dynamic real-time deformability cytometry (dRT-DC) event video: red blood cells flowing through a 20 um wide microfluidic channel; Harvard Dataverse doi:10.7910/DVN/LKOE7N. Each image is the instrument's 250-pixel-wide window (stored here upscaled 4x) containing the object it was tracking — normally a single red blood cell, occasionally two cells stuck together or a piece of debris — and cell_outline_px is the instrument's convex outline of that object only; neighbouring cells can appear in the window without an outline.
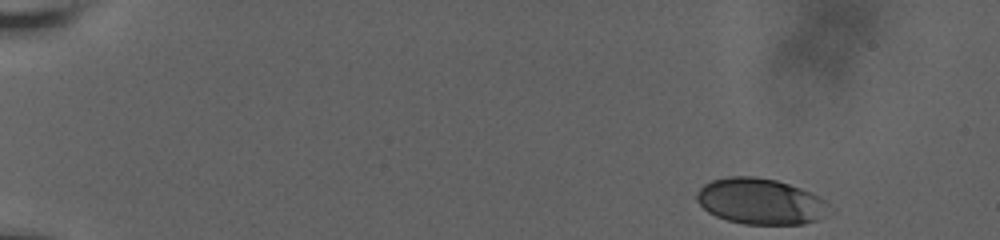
{"species": "human", "species_latin": "Homo sapiens", "temperature_condition": "room temperature", "stored_images_in_passage": 49, "camera_frame_rate_fps": 3000, "um_per_image_px": 0.085, "donor": {"sex": "male"}, "frame": {"image": 1, "passage_image": 1, "time_ms": 0.0, "image_size_px": [1000, 240], "cell_outline_px": [[836, 212], [828, 216], [804, 224], [744, 224], [728, 220], [716, 216], [708, 212], [696, 200], [696, 192], [704, 184], [712, 180], [728, 176], [756, 176], [776, 180], [800, 188], [820, 196], [836, 208]], "centroid_in_image_um": [64.73, 17.12], "position_along_channel_um": 20.3, "area_um2": 36.13}}
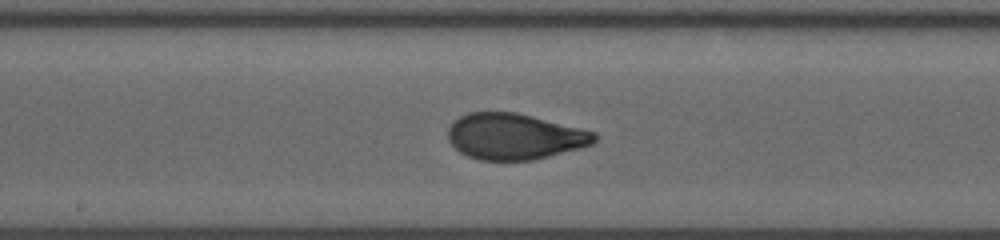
{"frame": {"image": 2, "passage_image": 28, "time_ms": 9.0, "image_size_px": [1000, 240], "cell_outline_px": [[600, 136], [592, 144], [580, 148], [532, 160], [480, 160], [468, 156], [460, 152], [448, 140], [448, 128], [452, 120], [468, 112], [516, 112], [596, 132]], "centroid_in_image_um": [43.72, 11.59], "position_along_channel_um": 204.5, "area_um2": 39.3}}
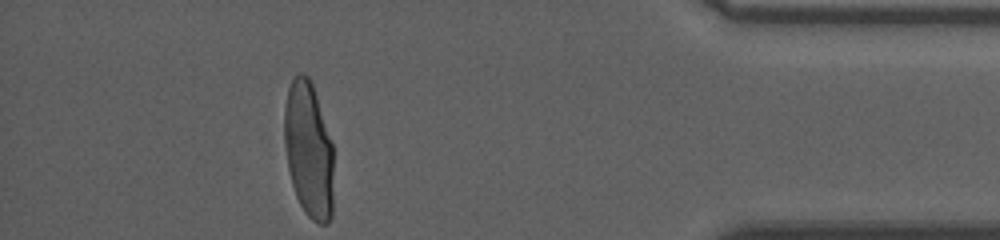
{"frame": {"image": 3, "passage_image": 48, "time_ms": 15.667, "image_size_px": [1000, 240], "cell_outline_px": [[332, 216], [328, 224], [320, 224], [312, 220], [304, 212], [296, 196], [292, 184], [288, 168], [284, 144], [284, 108], [288, 88], [292, 76], [296, 72], [304, 72], [308, 76], [312, 84], [332, 144]], "centroid_in_image_um": [26.21, 12.73], "position_along_channel_um": 409.0, "area_um2": 39.07}, "authors_computed_cell_mechanics": {"area_um2": 38.7838, "velocity_mm_per_s": 3.6687, "shape_relaxation_time_tau1_ms": 4.4058, "shape_relaxation_time_tau2_ms": null, "deformation_change_tau1": 0.2008, "deformation_change_tau2": null}}